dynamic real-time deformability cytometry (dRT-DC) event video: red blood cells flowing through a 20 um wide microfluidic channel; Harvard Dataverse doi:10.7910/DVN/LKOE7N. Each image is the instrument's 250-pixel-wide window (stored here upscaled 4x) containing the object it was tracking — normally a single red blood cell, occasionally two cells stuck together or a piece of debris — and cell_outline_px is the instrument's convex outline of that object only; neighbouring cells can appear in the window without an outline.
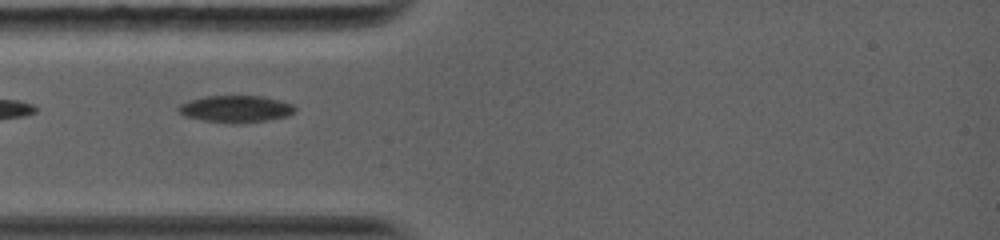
{"species": "common noctule bat (a hibernating species)", "species_latin": "Nyctalus noctula", "temperature_condition": "warm", "stored_images_in_passage": 4, "camera_frame_rate_fps": 5000, "um_per_image_px": 0.085, "animal": {"sex": "female", "body_mass_g": 19.0, "forearm_length_mm": 56.7}, "frame": {"image": 1, "passage_image": 2, "time_ms": 1.0, "image_size_px": [1000, 240], "cell_outline_px": [[296, 112], [288, 116], [264, 120], [236, 124], [204, 120], [184, 116], [176, 108], [180, 104], [188, 100], [204, 96], [264, 96], [280, 100], [292, 104], [296, 108]], "centroid_in_image_um": [20.04, 9.25], "position_along_channel_um": 65.0, "area_um2": 18.32}}
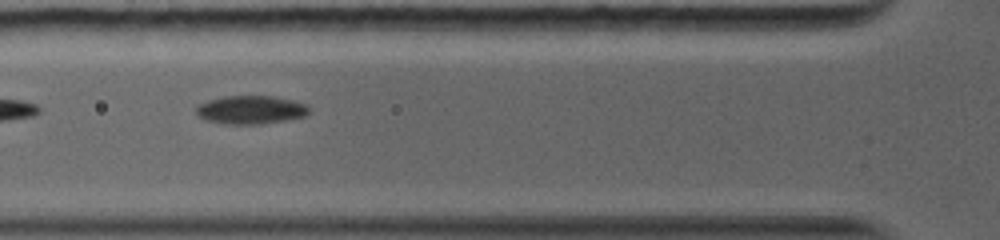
{"frame": {"image": 2, "passage_image": 3, "time_ms": 2.0, "image_size_px": [1000, 240], "cell_outline_px": [[308, 112], [304, 116], [284, 120], [260, 124], [224, 124], [204, 120], [196, 116], [196, 108], [200, 104], [208, 100], [224, 96], [272, 96], [292, 100], [304, 104], [308, 108]], "centroid_in_image_um": [21.24, 9.34], "position_along_channel_um": 104.6, "area_um2": 18.55}}